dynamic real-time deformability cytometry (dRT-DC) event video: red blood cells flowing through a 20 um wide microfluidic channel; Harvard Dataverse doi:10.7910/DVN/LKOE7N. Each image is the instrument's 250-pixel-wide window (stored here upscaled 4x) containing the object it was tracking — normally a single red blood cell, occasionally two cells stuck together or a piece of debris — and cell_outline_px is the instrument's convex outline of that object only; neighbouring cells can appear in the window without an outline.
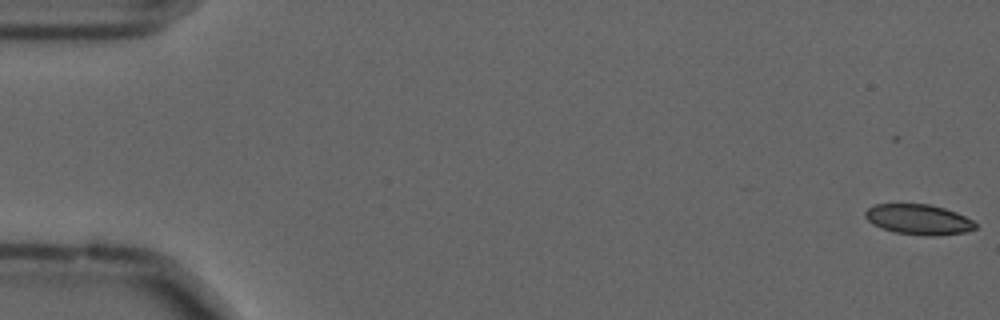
{"species": "common noctule bat (a hibernating species)", "species_latin": "Nyctalus noctula", "temperature_condition": "cold", "stored_images_in_passage": 36, "camera_frame_rate_fps": 3000, "um_per_image_px": 0.085, "animal": {"sex": "male", "forearm_length_mm": 52.5}, "frame": {"image": 1, "passage_image": 1, "time_ms": 0.0, "image_size_px": [1000, 320], "cell_outline_px": [[976, 228], [964, 232], [936, 236], [924, 236], [896, 232], [872, 224], [864, 216], [864, 212], [868, 208], [876, 204], [928, 204], [944, 208], [956, 212], [972, 220], [976, 224]], "centroid_in_image_um": [78.07, 18.65], "position_along_channel_um": 6.9, "area_um2": 19.31}}
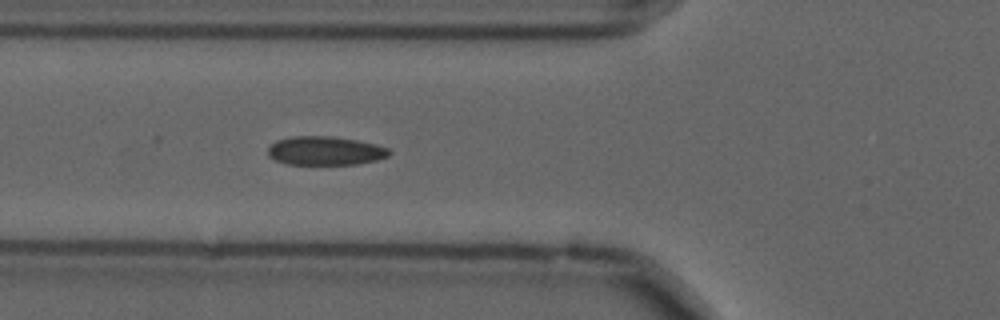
{"frame": {"image": 2, "passage_image": 21, "time_ms": 6.667, "image_size_px": [1000, 320], "cell_outline_px": [[392, 152], [388, 156], [376, 160], [356, 164], [288, 164], [276, 160], [268, 156], [268, 148], [276, 140], [292, 136], [332, 136], [356, 140], [376, 144], [388, 148]], "centroid_in_image_um": [27.64, 12.81], "position_along_channel_um": 98.2, "area_um2": 20.29}}
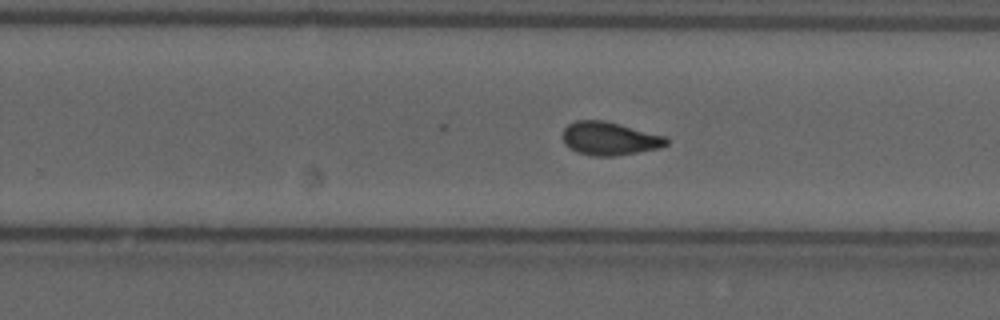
{"frame": {"image": 3, "passage_image": 36, "time_ms": 11.667, "image_size_px": [1000, 320], "cell_outline_px": [[668, 144], [660, 148], [616, 156], [592, 156], [576, 152], [568, 148], [564, 144], [560, 136], [564, 128], [568, 124], [576, 120], [604, 120], [668, 136]], "centroid_in_image_um": [51.79, 11.78], "position_along_channel_um": 278.0, "area_um2": 20.58}}